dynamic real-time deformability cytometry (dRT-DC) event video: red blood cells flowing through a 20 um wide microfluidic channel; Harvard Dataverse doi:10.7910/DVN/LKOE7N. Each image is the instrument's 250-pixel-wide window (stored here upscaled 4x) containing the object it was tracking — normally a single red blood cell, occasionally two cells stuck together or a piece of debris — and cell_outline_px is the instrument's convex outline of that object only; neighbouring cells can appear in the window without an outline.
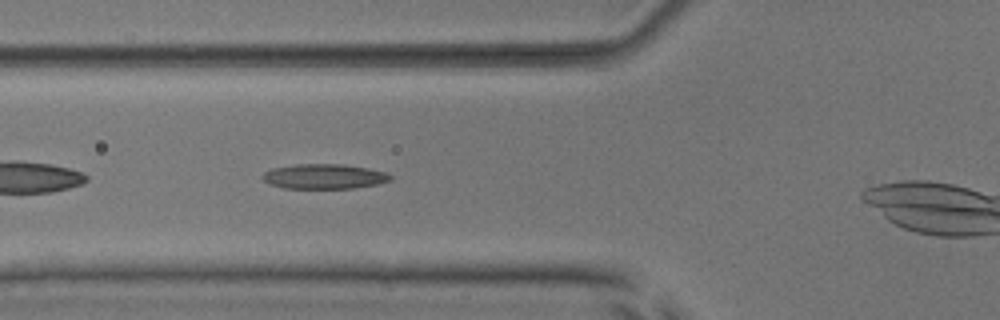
{"species": "common noctule bat (a hibernating species)", "species_latin": "Nyctalus noctula", "temperature_condition": "room temperature", "stored_images_in_passage": 32, "camera_frame_rate_fps": 3000, "um_per_image_px": 0.085, "animal": {"sex": "male", "body_mass_g": 17.9, "forearm_length_mm": 54.2}, "frame": {"image": 1, "passage_image": 5, "time_ms": 1.333, "image_size_px": [1000, 320], "cell_outline_px": [[392, 180], [376, 184], [352, 188], [284, 188], [268, 184], [260, 176], [264, 172], [272, 168], [296, 164], [344, 164], [368, 168], [388, 172], [392, 176]], "centroid_in_image_um": [27.55, 14.99], "position_along_channel_um": 98.3, "area_um2": 18.67}, "authors_computed_cell_mechanics": {"area_um2": 18.1492, "velocity_mm_per_s": 3.8543, "shape_relaxation_time_tau1_ms": 10.6578, "shape_relaxation_time_tau2_ms": 2.9661, "deformation_change_tau1": 0.2652, "deformation_change_tau2": 0.1064}}